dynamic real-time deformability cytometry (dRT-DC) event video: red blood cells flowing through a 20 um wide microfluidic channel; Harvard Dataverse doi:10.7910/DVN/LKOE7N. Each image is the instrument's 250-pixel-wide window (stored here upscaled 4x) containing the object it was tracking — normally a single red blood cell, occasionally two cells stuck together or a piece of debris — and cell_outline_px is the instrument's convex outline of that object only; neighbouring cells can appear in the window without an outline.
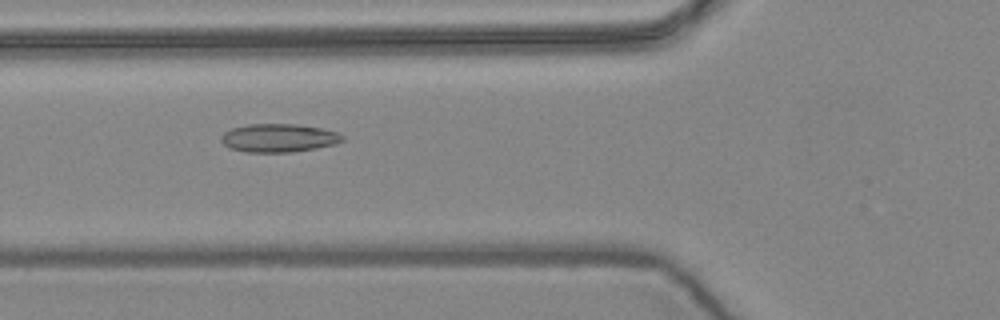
{"species": "common noctule bat (a hibernating species)", "species_latin": "Nyctalus noctula", "temperature_condition": "warm", "stored_images_in_passage": 10, "camera_frame_rate_fps": 3000, "um_per_image_px": 0.085, "animal": {"sex": "female", "body_mass_g": 24.6, "forearm_length_mm": 56.2}, "frame": {"image": 1, "passage_image": 6, "time_ms": 1.667, "image_size_px": [1000, 320], "cell_outline_px": [[344, 140], [336, 144], [316, 148], [292, 152], [248, 152], [228, 148], [220, 140], [220, 136], [224, 132], [232, 128], [248, 124], [296, 124], [324, 128], [336, 132], [344, 136]], "centroid_in_image_um": [23.69, 11.72], "position_along_channel_um": 102.1, "area_um2": 20.17}}
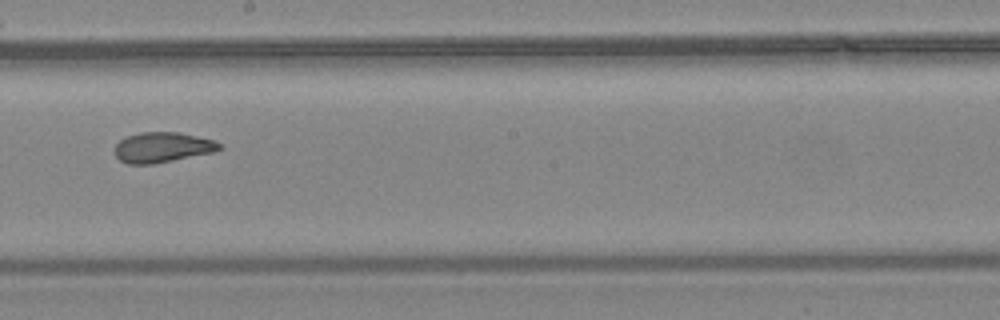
{"frame": {"image": 2, "passage_image": 9, "time_ms": 2.667, "image_size_px": [1000, 320], "cell_outline_px": [[224, 148], [216, 152], [152, 164], [128, 164], [120, 160], [116, 156], [116, 144], [120, 140], [128, 136], [140, 132], [180, 132], [216, 140]], "centroid_in_image_um": [13.87, 12.52], "position_along_channel_um": 234.3, "area_um2": 18.55}}
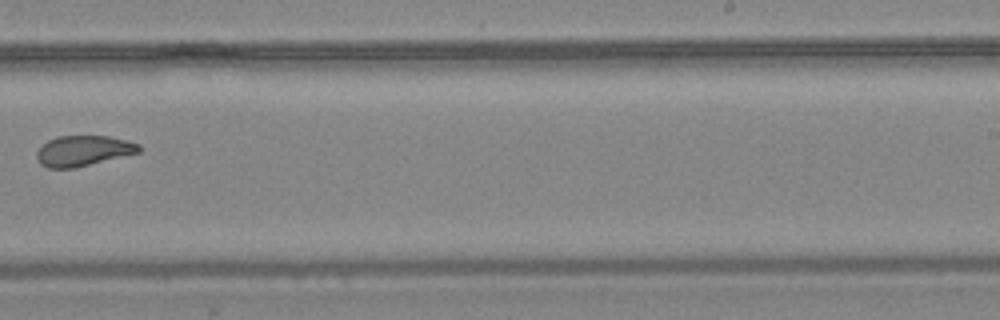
{"frame": {"image": 3, "passage_image": 10, "time_ms": 3.0, "image_size_px": [1000, 320], "cell_outline_px": [[140, 152], [72, 168], [48, 168], [40, 164], [36, 156], [36, 152], [48, 140], [56, 136], [108, 136], [140, 144]], "centroid_in_image_um": [7.05, 12.81], "position_along_channel_um": 282.0, "area_um2": 17.86}}